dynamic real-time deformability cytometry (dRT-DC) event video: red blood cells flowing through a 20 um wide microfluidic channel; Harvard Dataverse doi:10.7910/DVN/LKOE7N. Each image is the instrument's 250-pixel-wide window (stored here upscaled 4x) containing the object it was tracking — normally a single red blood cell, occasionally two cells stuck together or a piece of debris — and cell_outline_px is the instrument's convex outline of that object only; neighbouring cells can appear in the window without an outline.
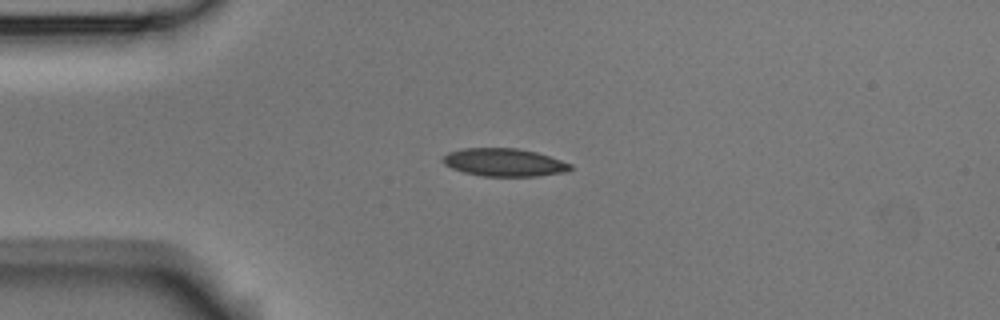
{"species": "Egyptian fruit bat (a non-hibernating species)", "species_latin": "Rousettus aegyptiacus", "temperature_condition": "room temperature", "stored_images_in_passage": 3, "camera_frame_rate_fps": 3000, "um_per_image_px": 0.085, "animal": {"sex": "male"}, "frame": {"image": 1, "passage_image": 3, "time_ms": 0.667, "image_size_px": [1000, 320], "cell_outline_px": [[572, 168], [568, 172], [536, 176], [484, 176], [464, 172], [452, 168], [444, 164], [440, 160], [448, 152], [460, 148], [516, 148], [536, 152], [572, 164]], "centroid_in_image_um": [42.84, 13.8], "position_along_channel_um": 42.2, "area_um2": 20.75}}